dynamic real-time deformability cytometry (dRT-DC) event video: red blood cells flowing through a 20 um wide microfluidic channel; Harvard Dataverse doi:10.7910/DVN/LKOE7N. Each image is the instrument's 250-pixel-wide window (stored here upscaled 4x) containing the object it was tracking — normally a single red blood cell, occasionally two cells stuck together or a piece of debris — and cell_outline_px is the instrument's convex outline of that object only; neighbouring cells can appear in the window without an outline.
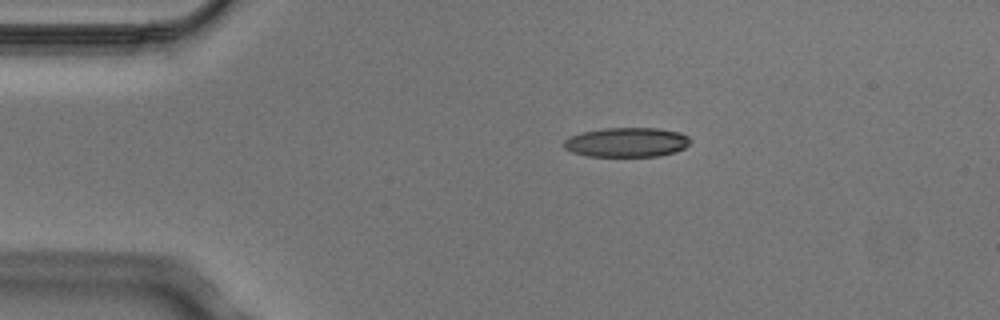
{"species": "Egyptian fruit bat (a non-hibernating species)", "species_latin": "Rousettus aegyptiacus", "temperature_condition": "cold", "stored_images_in_passage": 3, "camera_frame_rate_fps": 3000, "um_per_image_px": 0.085, "animal": {"sex": "male"}, "frame": {"image": 1, "passage_image": 1, "time_ms": 0.0, "image_size_px": [1000, 320], "cell_outline_px": [[692, 140], [684, 148], [676, 152], [660, 156], [588, 156], [572, 152], [564, 148], [564, 140], [568, 136], [584, 132], [604, 128], [660, 128], [680, 132], [688, 136]], "centroid_in_image_um": [53.29, 12.09], "position_along_channel_um": 31.7, "area_um2": 21.85}}
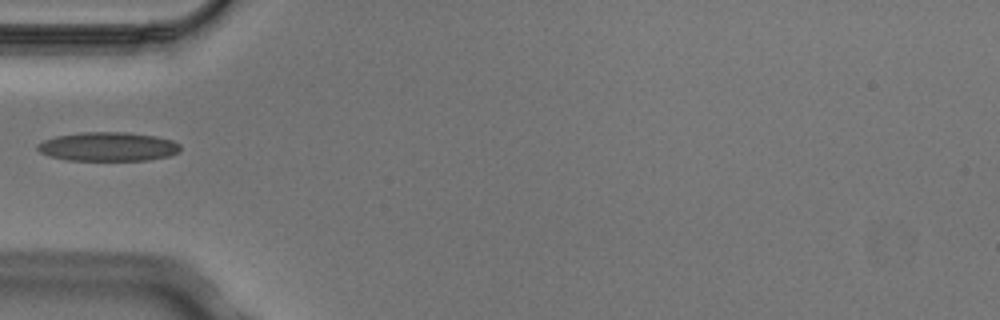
{"frame": {"image": 2, "passage_image": 3, "time_ms": 0.667, "image_size_px": [1000, 320], "cell_outline_px": [[180, 152], [168, 156], [148, 160], [64, 160], [48, 156], [40, 152], [36, 148], [36, 144], [44, 140], [56, 136], [80, 132], [124, 132], [156, 136], [172, 140], [180, 144]], "centroid_in_image_um": [9.16, 12.46], "position_along_channel_um": 75.8, "area_um2": 24.28}}